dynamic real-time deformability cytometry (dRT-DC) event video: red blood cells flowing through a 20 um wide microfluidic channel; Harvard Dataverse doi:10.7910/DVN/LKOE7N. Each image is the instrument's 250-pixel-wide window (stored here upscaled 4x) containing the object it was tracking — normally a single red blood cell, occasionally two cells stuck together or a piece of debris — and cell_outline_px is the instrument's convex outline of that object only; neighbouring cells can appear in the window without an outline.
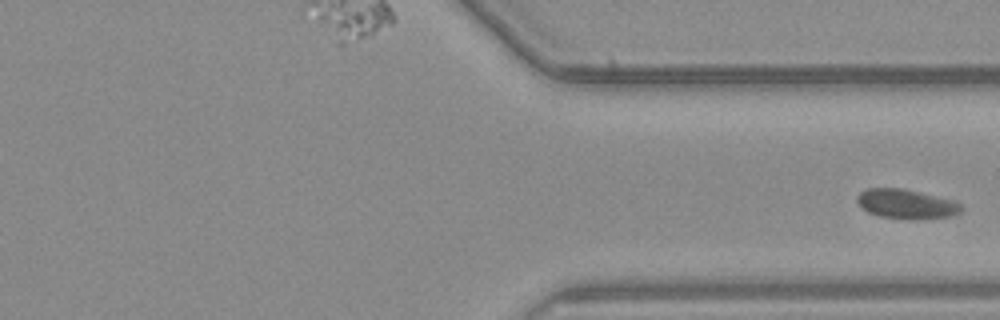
{"species": "common noctule bat (a hibernating species)", "species_latin": "Nyctalus noctula", "temperature_condition": "warm", "stored_images_in_passage": 32, "segment_of_instrument_passage": [2, 2], "camera_frame_rate_fps": 3000, "um_per_image_px": 0.085, "animal": {"sex": "male", "body_mass_g": 23.1, "forearm_length_mm": 52.7}, "frame": {"image": 1, "passage_image": 32, "time_ms": 10.333, "image_size_px": [1000, 320], "cell_outline_px": [[960, 212], [952, 216], [916, 220], [912, 220], [880, 216], [868, 212], [860, 208], [856, 200], [856, 196], [864, 188], [904, 188], [956, 200], [960, 204]], "centroid_in_image_um": [77.01, 17.33], "position_along_channel_um": 334.4, "area_um2": 18.26}}